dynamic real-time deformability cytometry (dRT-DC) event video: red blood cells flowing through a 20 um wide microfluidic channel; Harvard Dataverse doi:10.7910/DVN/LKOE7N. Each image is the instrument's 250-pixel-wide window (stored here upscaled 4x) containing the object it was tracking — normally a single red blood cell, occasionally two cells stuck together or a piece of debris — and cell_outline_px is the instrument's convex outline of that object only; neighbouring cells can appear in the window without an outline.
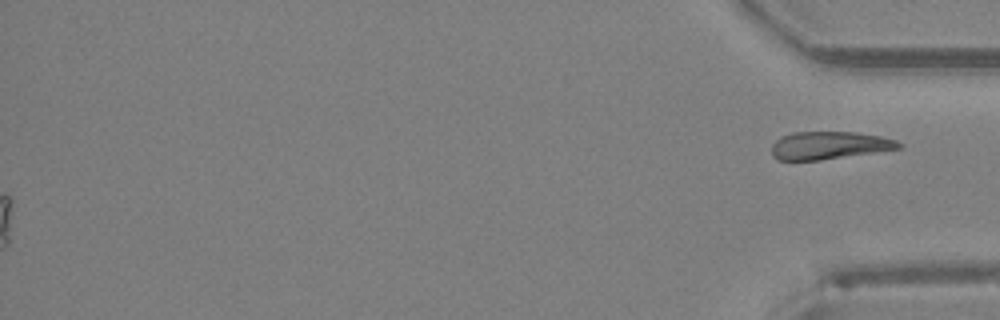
{"species": "Egyptian fruit bat (a non-hibernating species)", "species_latin": "Rousettus aegyptiacus", "temperature_condition": "room temperature", "stored_images_in_passage": 42, "segment_of_instrument_passage": [2, 2], "camera_frame_rate_fps": 3000, "um_per_image_px": 0.085, "animal": {"sex": "female"}, "frame": {"image": 1, "passage_image": 42, "time_ms": 13.667, "image_size_px": [1000, 320], "cell_outline_px": [[900, 148], [820, 160], [780, 160], [772, 156], [772, 144], [780, 136], [792, 132], [856, 132], [880, 136], [896, 140], [900, 144]], "centroid_in_image_um": [70.42, 12.35], "position_along_channel_um": 364.8, "area_um2": 20.35}}